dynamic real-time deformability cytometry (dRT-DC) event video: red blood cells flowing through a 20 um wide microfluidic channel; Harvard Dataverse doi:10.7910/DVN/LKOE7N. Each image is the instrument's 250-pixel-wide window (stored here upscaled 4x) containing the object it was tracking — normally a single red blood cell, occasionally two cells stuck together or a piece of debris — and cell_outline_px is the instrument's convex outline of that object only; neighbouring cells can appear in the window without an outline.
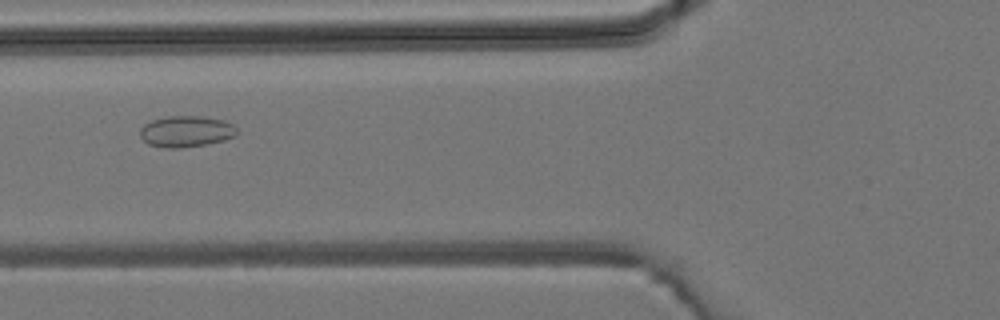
{"species": "common noctule bat (a hibernating species)", "species_latin": "Nyctalus noctula", "temperature_condition": "room temperature", "stored_images_in_passage": 6, "camera_frame_rate_fps": 3000, "um_per_image_px": 0.085, "animal": {"sex": "male", "body_mass_g": 19.2, "forearm_length_mm": 51.8}, "frame": {"image": 1, "passage_image": 6, "time_ms": 5.667, "image_size_px": [1000, 320], "cell_outline_px": [[236, 136], [224, 140], [208, 144], [180, 148], [164, 148], [148, 144], [140, 136], [140, 128], [144, 124], [152, 120], [164, 116], [200, 116], [224, 120], [232, 124], [236, 128]], "centroid_in_image_um": [15.8, 11.17], "position_along_channel_um": 110.0, "area_um2": 17.74}}